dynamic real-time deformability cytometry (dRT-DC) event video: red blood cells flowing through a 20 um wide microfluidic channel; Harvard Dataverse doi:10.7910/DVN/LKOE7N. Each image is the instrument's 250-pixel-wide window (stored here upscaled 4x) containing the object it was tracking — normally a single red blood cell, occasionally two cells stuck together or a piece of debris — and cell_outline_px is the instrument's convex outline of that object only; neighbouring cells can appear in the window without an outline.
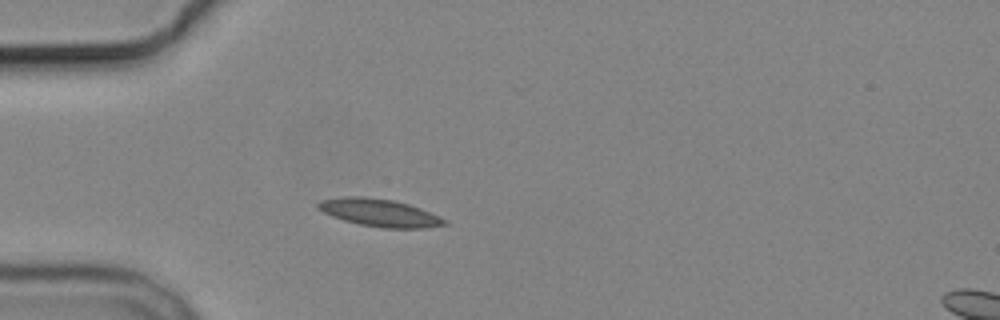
{"species": "common noctule bat (a hibernating species)", "species_latin": "Nyctalus noctula", "temperature_condition": "cold", "stored_images_in_passage": 4, "camera_frame_rate_fps": 3000, "um_per_image_px": 0.085, "animal": {"sex": "male", "body_mass_g": 19.2, "forearm_length_mm": 51.8}, "frame": {"image": 1, "passage_image": 4, "time_ms": 3.667, "image_size_px": [1000, 320], "cell_outline_px": [[448, 224], [424, 228], [380, 228], [360, 224], [344, 220], [332, 216], [316, 208], [316, 204], [320, 200], [344, 196], [364, 196], [392, 200], [408, 204], [420, 208], [440, 216], [448, 220]], "centroid_in_image_um": [32.26, 18.08], "position_along_channel_um": 52.7, "area_um2": 20.4}}